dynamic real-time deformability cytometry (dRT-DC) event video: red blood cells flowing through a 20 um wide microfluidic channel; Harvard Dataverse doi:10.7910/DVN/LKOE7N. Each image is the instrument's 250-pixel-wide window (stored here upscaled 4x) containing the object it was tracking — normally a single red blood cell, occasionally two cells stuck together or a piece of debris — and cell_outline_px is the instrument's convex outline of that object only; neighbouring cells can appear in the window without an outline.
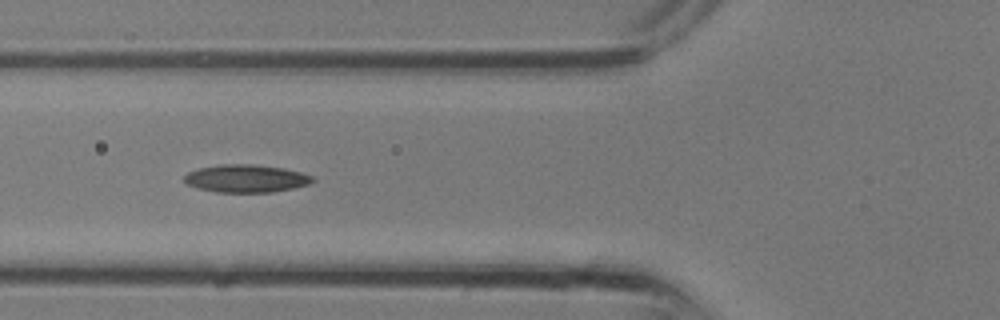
{"species": "common noctule bat (a hibernating species)", "species_latin": "Nyctalus noctula", "temperature_condition": "room temperature", "stored_images_in_passage": 29, "camera_frame_rate_fps": 3000, "um_per_image_px": 0.085, "animal": {"sex": "male", "body_mass_g": 13.3}, "frame": {"image": 1, "passage_image": 10, "time_ms": 3.0, "image_size_px": [1000, 320], "cell_outline_px": [[316, 180], [312, 184], [272, 192], [216, 192], [196, 188], [188, 184], [184, 180], [184, 176], [188, 172], [200, 168], [220, 164], [252, 164], [284, 168], [300, 172], [312, 176]], "centroid_in_image_um": [20.93, 15.17], "position_along_channel_um": 104.9, "area_um2": 20.81}}
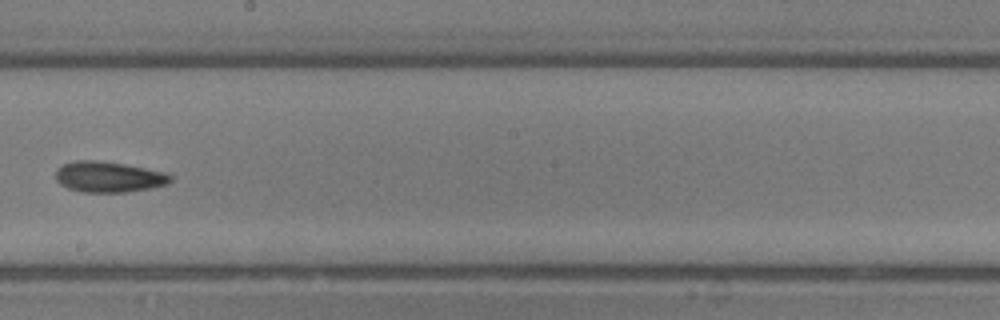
{"frame": {"image": 2, "passage_image": 16, "time_ms": 5.0, "image_size_px": [1000, 320], "cell_outline_px": [[172, 180], [168, 184], [148, 188], [124, 192], [84, 192], [68, 188], [60, 184], [56, 180], [56, 168], [72, 160], [96, 160], [124, 164], [164, 172], [172, 176]], "centroid_in_image_um": [9.2, 15.03], "position_along_channel_um": 239.0, "area_um2": 20.46}}
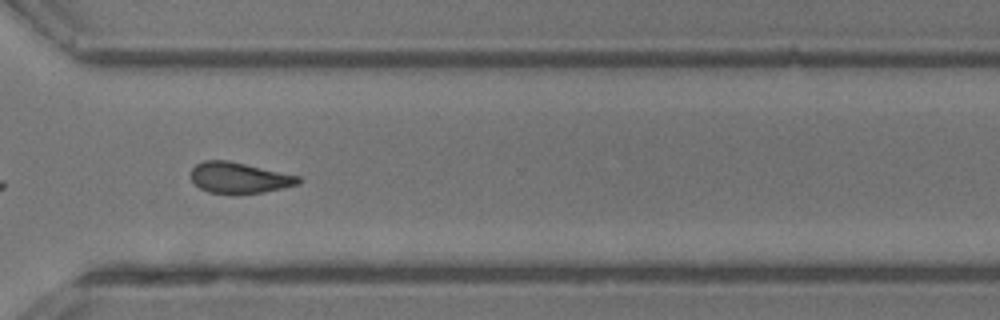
{"frame": {"image": 3, "passage_image": 21, "time_ms": 6.667, "image_size_px": [1000, 320], "cell_outline_px": [[304, 180], [300, 184], [284, 188], [264, 192], [208, 192], [200, 188], [192, 180], [192, 168], [196, 164], [204, 160], [228, 160], [300, 176]], "centroid_in_image_um": [20.39, 15.09], "position_along_channel_um": 350.2, "area_um2": 19.07}}